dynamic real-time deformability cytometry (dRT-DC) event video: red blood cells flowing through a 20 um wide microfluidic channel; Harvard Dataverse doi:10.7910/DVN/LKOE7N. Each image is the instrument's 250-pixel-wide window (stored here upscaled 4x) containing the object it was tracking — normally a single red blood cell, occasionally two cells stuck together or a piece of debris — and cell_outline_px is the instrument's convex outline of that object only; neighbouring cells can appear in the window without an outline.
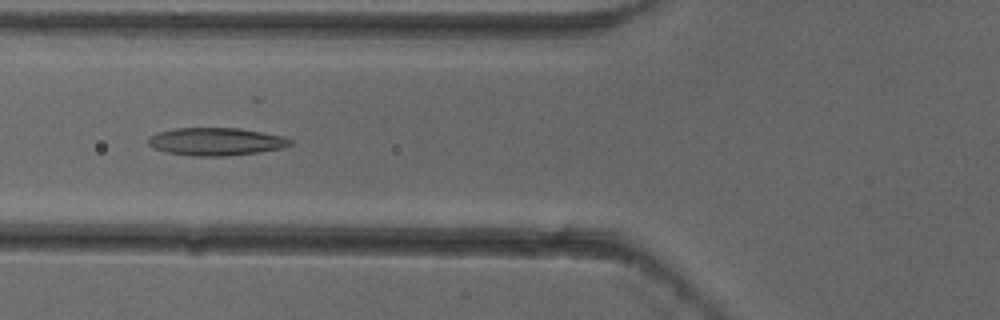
{"species": "common noctule bat (a hibernating species)", "species_latin": "Nyctalus noctula", "temperature_condition": "cold", "stored_images_in_passage": 5, "camera_frame_rate_fps": 3000, "um_per_image_px": 0.085, "animal": {"sex": "female"}, "frame": {"image": 1, "passage_image": 5, "time_ms": 1.333, "image_size_px": [1000, 320], "cell_outline_px": [[292, 144], [280, 148], [260, 152], [228, 156], [192, 156], [164, 152], [152, 148], [148, 144], [148, 136], [156, 132], [176, 128], [240, 128], [284, 136], [292, 140]], "centroid_in_image_um": [18.31, 12.04], "position_along_channel_um": 107.5, "area_um2": 23.24}}